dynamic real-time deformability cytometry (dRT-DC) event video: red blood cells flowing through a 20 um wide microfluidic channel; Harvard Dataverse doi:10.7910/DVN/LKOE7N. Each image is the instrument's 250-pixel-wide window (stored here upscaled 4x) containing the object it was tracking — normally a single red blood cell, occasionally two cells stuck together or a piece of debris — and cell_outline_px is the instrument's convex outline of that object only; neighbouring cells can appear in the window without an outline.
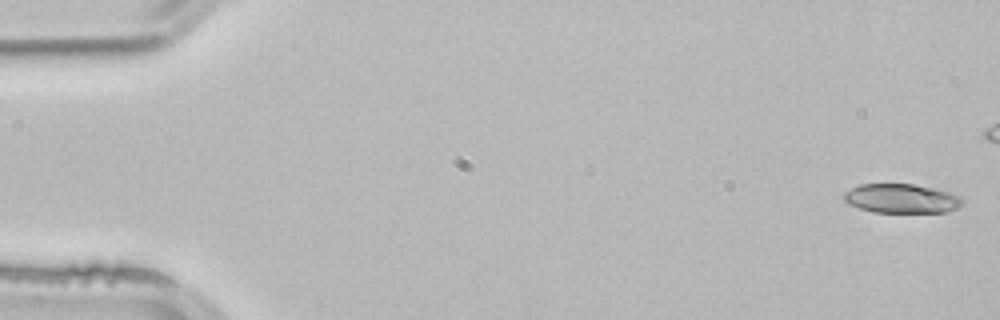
{"species": "common noctule bat (a hibernating species)", "species_latin": "Nyctalus noctula", "temperature_condition": "room temperature", "stored_images_in_passage": 16, "camera_frame_rate_fps": 3000, "um_per_image_px": 0.085, "animal": {"sex": "male", "body_mass_g": 21.5, "forearm_length_mm": 52.0}, "frame": {"image": 1, "passage_image": 1, "time_ms": 0.0, "image_size_px": [1000, 320], "cell_outline_px": [[964, 204], [956, 208], [944, 212], [872, 212], [848, 204], [844, 200], [844, 192], [860, 184], [912, 184], [932, 188], [948, 192], [964, 200]], "centroid_in_image_um": [76.59, 16.88], "position_along_channel_um": 8.4, "area_um2": 19.94}}
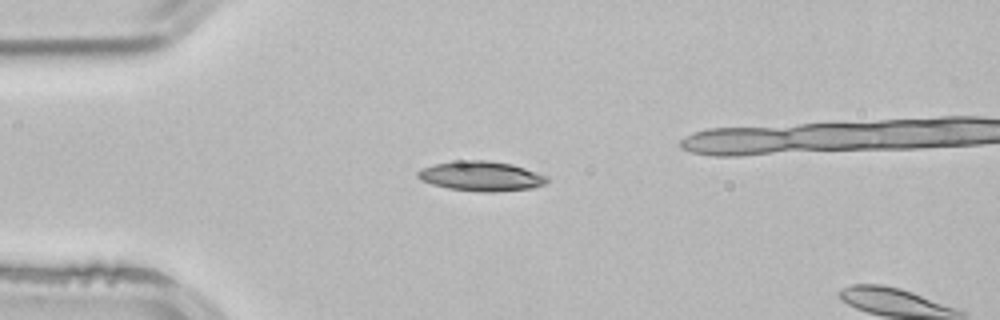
{"frame": {"image": 2, "passage_image": 13, "time_ms": 4.0, "image_size_px": [1000, 320], "cell_outline_px": [[548, 180], [544, 184], [532, 188], [492, 192], [480, 192], [448, 188], [432, 184], [420, 180], [416, 176], [416, 172], [424, 168], [436, 164], [472, 160], [488, 160], [512, 164], [548, 176]], "centroid_in_image_um": [40.91, 14.98], "position_along_channel_um": 44.1, "area_um2": 22.14}}